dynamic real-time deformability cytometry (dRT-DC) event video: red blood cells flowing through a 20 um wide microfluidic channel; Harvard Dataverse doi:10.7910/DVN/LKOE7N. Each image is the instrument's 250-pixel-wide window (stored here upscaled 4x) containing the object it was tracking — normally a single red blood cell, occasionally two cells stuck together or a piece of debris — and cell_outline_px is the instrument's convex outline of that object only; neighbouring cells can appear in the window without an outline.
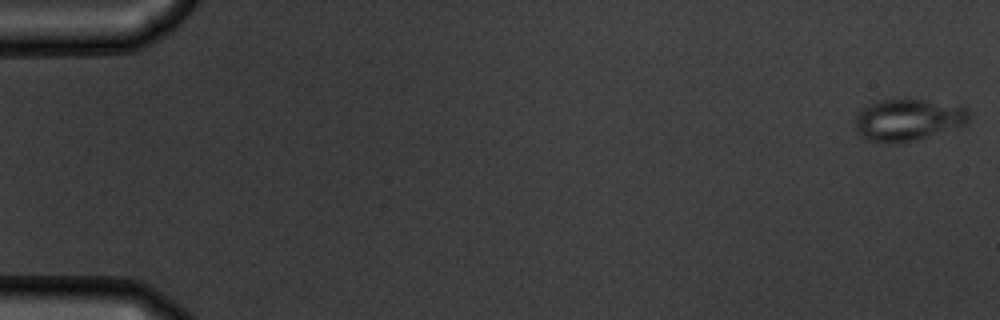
{"species": "common noctule bat (a hibernating species)", "species_latin": "Nyctalus noctula", "temperature_condition": "warm", "stored_images_in_passage": 55, "camera_frame_rate_fps": 3000, "um_per_image_px": 0.085, "animal": {"sex": "male", "body_mass_g": 19.5, "forearm_length_mm": 54.6}, "frame": {"image": 1, "passage_image": 1, "time_ms": 0.0, "image_size_px": [1000, 320], "cell_outline_px": [[972, 112], [968, 124], [916, 140], [896, 144], [888, 144], [868, 140], [860, 136], [856, 132], [856, 116], [868, 104], [880, 100], [920, 100], [960, 104], [968, 108]], "centroid_in_image_um": [77.25, 10.2], "position_along_channel_um": 7.8, "area_um2": 28.15}}
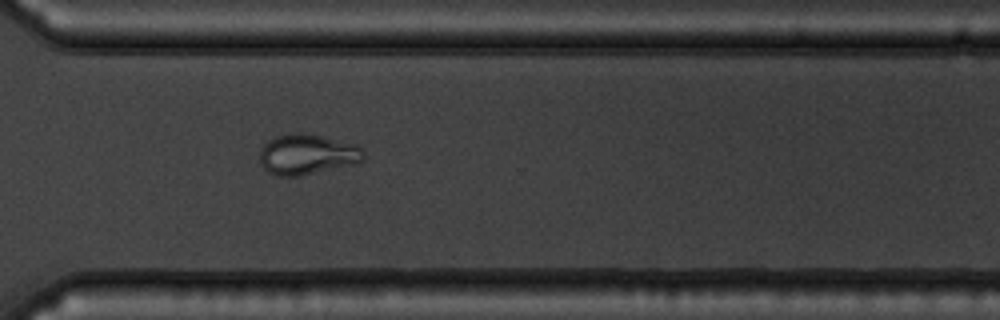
{"frame": {"image": 2, "passage_image": 41, "time_ms": 13.333, "image_size_px": [1000, 320], "cell_outline_px": [[364, 160], [356, 164], [300, 176], [276, 176], [268, 172], [260, 164], [260, 148], [268, 140], [276, 136], [296, 132], [300, 132], [320, 136], [356, 144], [364, 152]], "centroid_in_image_um": [26.1, 13.13], "position_along_channel_um": 344.5, "area_um2": 24.62}}
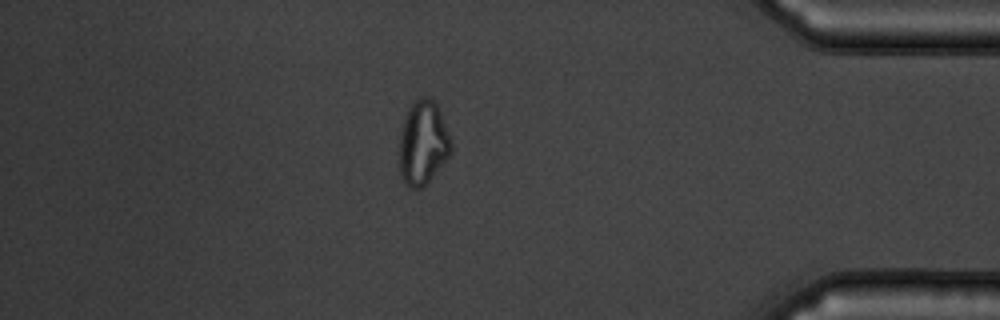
{"frame": {"image": 3, "passage_image": 48, "time_ms": 15.667, "image_size_px": [1000, 320], "cell_outline_px": [[452, 152], [432, 176], [420, 188], [408, 188], [404, 184], [400, 176], [396, 160], [400, 132], [404, 116], [412, 100], [420, 96], [428, 96], [436, 104], [440, 112], [452, 144]], "centroid_in_image_um": [35.87, 12.14], "position_along_channel_um": 399.3, "area_um2": 25.95}, "authors_computed_cell_mechanics": {"area_um2": 26.3568, "velocity_mm_per_s": 3.7123, "shape_relaxation_time_tau1_ms": null, "shape_relaxation_time_tau2_ms": 1.3565, "deformation_change_tau1": null, "deformation_change_tau2": 0.066}}